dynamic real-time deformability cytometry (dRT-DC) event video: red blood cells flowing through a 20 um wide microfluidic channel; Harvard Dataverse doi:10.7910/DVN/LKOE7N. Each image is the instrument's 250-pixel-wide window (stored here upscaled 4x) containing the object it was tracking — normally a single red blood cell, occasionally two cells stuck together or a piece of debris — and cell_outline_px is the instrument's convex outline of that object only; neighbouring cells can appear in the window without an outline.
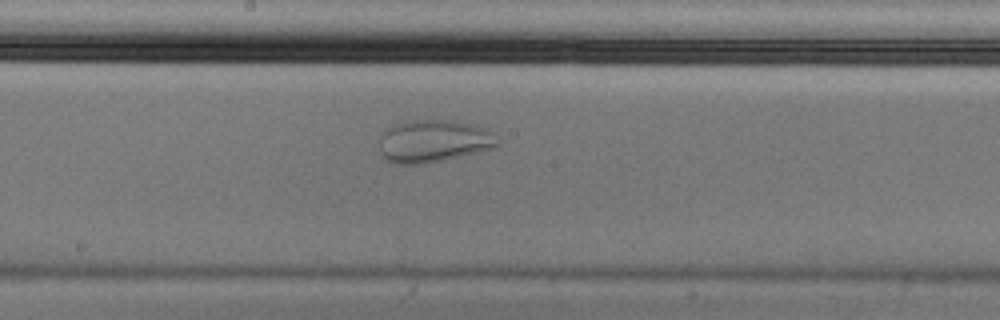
{"species": "Egyptian fruit bat (a non-hibernating species)", "species_latin": "Rousettus aegyptiacus", "temperature_condition": "cold", "stored_images_in_passage": 33, "camera_frame_rate_fps": 3000, "um_per_image_px": 0.085, "animal": {"sex": "male"}, "frame": {"image": 1, "passage_image": 15, "time_ms": 4.667, "image_size_px": [1000, 320], "cell_outline_px": [[500, 144], [496, 148], [440, 160], [420, 164], [392, 164], [384, 160], [380, 152], [380, 136], [388, 128], [396, 124], [408, 120], [452, 120], [484, 128], [500, 140]], "centroid_in_image_um": [36.82, 12.0], "position_along_channel_um": 211.4, "area_um2": 29.19}}